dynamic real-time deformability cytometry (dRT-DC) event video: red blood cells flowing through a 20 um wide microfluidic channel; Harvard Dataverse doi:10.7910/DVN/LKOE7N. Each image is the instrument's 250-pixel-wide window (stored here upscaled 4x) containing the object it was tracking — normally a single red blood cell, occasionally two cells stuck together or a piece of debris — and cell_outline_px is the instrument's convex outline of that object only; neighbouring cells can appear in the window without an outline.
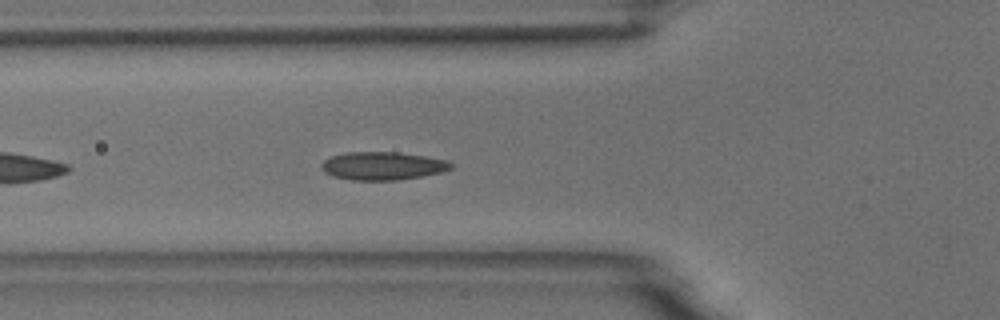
{"species": "common noctule bat (a hibernating species)", "species_latin": "Nyctalus noctula", "temperature_condition": "room temperature", "stored_images_in_passage": 37, "camera_frame_rate_fps": 3000, "um_per_image_px": 0.085, "animal": {"sex": "male", "body_mass_g": 18.8}, "frame": {"image": 1, "passage_image": 6, "time_ms": 1.667, "image_size_px": [1000, 320], "cell_outline_px": [[452, 168], [444, 172], [396, 180], [352, 180], [332, 176], [324, 172], [320, 168], [320, 164], [324, 160], [332, 156], [348, 152], [396, 152], [424, 156], [448, 160], [452, 164]], "centroid_in_image_um": [32.51, 14.1], "position_along_channel_um": 93.3, "area_um2": 21.21}}
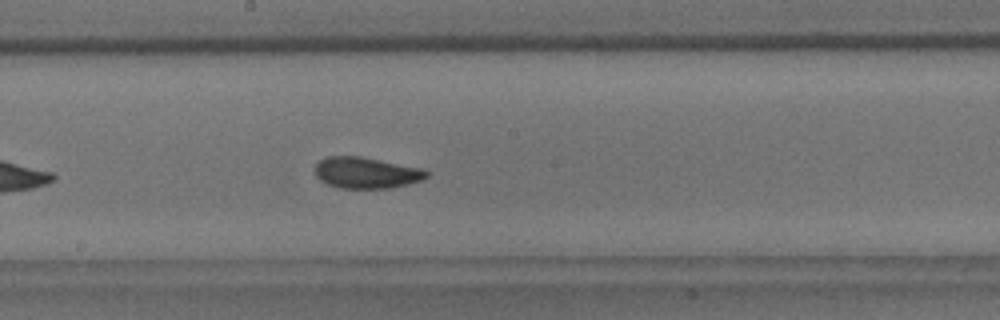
{"frame": {"image": 2, "passage_image": 16, "time_ms": 5.0, "image_size_px": [1000, 320], "cell_outline_px": [[428, 176], [420, 180], [408, 184], [392, 188], [340, 188], [328, 184], [320, 180], [316, 176], [316, 164], [320, 160], [328, 156], [360, 156], [424, 168], [428, 172]], "centroid_in_image_um": [31.15, 14.68], "position_along_channel_um": 217.0, "area_um2": 20.29}, "authors_computed_cell_mechanics": {"area_um2": 19.7676, "velocity_mm_per_s": 3.6988, "shape_relaxation_time_tau1_ms": 3.6936, "shape_relaxation_time_tau2_ms": 1.5358, "deformation_change_tau1": 0.1039, "deformation_change_tau2": 0.0549}}